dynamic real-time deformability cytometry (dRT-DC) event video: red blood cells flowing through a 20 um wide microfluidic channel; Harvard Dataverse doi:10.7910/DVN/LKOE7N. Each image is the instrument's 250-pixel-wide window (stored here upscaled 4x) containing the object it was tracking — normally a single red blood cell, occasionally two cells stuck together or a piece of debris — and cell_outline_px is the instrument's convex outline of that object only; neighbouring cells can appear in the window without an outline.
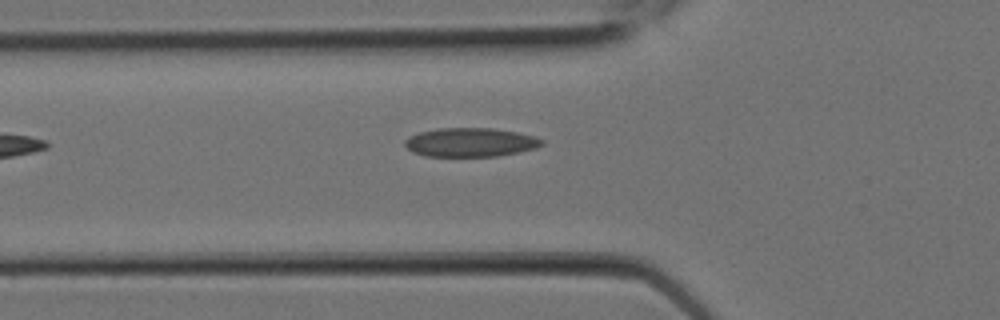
{"species": "Egyptian fruit bat (a non-hibernating species)", "species_latin": "Rousettus aegyptiacus", "temperature_condition": "room temperature", "stored_images_in_passage": 4, "camera_frame_rate_fps": 3000, "um_per_image_px": 0.085, "animal": {"sex": "female"}, "frame": {"image": 1, "passage_image": 4, "time_ms": 1.0, "image_size_px": [1000, 320], "cell_outline_px": [[544, 144], [536, 148], [520, 152], [496, 156], [424, 156], [412, 152], [404, 144], [404, 140], [408, 136], [420, 132], [440, 128], [492, 128], [516, 132], [536, 136], [544, 140]], "centroid_in_image_um": [40.0, 12.1], "position_along_channel_um": 85.8, "area_um2": 23.18}}